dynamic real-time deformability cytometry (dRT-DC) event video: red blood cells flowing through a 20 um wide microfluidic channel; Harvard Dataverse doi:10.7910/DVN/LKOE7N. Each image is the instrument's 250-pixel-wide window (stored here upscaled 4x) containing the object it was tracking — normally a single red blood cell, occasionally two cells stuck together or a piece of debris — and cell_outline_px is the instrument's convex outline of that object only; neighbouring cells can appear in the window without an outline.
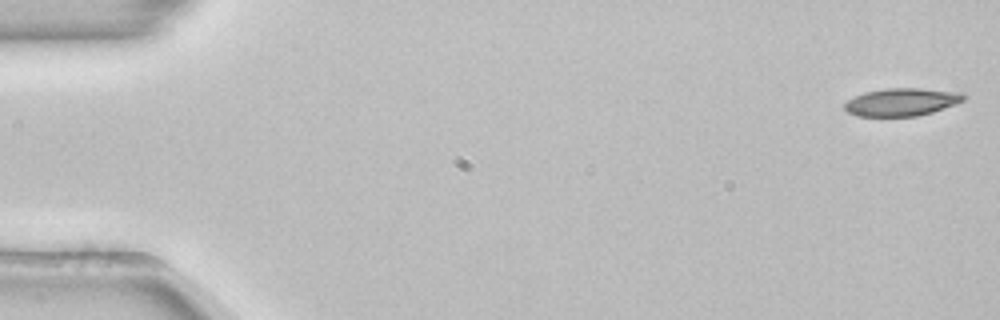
{"species": "common noctule bat (a hibernating species)", "species_latin": "Nyctalus noctula", "temperature_condition": "room temperature", "stored_images_in_passage": 10, "camera_frame_rate_fps": 3000, "um_per_image_px": 0.085, "animal": {"sex": "female", "body_mass_g": 22.7, "forearm_length_mm": 54.2}, "frame": {"image": 1, "passage_image": 1, "time_ms": 0.0, "image_size_px": [1000, 320], "cell_outline_px": [[968, 96], [964, 100], [932, 112], [916, 116], [860, 116], [848, 112], [844, 108], [844, 104], [848, 100], [864, 92], [884, 88], [920, 88], [960, 92]], "centroid_in_image_um": [76.64, 8.66], "position_along_channel_um": 8.4, "area_um2": 19.13}}